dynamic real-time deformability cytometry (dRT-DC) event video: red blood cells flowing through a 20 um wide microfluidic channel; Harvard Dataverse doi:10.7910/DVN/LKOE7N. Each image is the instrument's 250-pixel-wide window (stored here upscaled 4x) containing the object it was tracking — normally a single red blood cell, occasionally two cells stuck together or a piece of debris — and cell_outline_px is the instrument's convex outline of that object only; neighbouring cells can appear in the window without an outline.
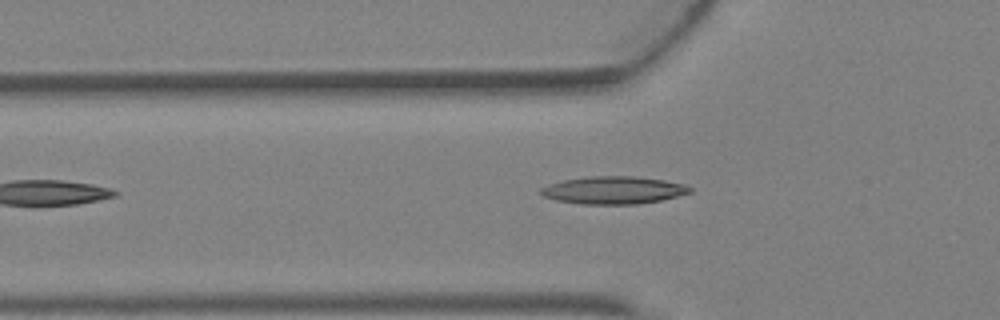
{"species": "Egyptian fruit bat (a non-hibernating species)", "species_latin": "Rousettus aegyptiacus", "temperature_condition": "warm", "stored_images_in_passage": 5, "segment_of_instrument_passage": [1, 2], "camera_frame_rate_fps": 3000, "um_per_image_px": 0.085, "animal": {"sex": "female"}, "frame": {"image": 1, "passage_image": 4, "time_ms": 1.0, "image_size_px": [1000, 320], "cell_outline_px": [[692, 192], [660, 200], [636, 204], [580, 204], [556, 200], [544, 196], [540, 192], [540, 188], [548, 184], [564, 180], [592, 176], [636, 176], [664, 180], [688, 184], [692, 188]], "centroid_in_image_um": [52.17, 16.16], "position_along_channel_um": 73.6, "area_um2": 23.99}}